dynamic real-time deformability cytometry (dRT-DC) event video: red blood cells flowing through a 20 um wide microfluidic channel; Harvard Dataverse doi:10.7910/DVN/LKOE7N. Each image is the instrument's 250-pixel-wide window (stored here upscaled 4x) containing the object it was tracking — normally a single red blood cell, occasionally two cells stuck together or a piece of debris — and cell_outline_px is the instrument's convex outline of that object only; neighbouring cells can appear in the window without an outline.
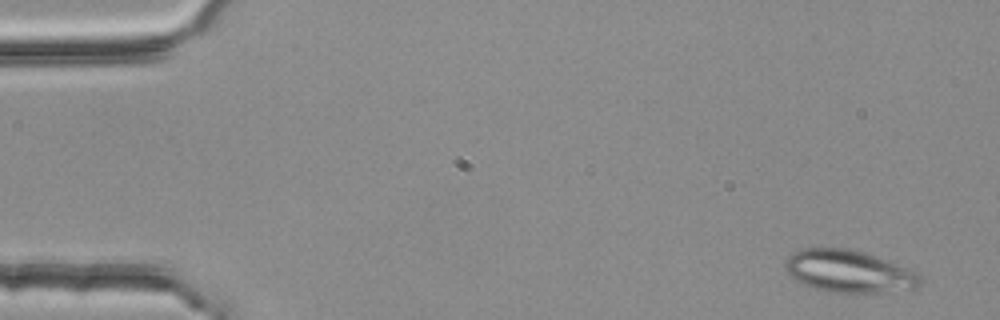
{"species": "common noctule bat (a hibernating species)", "species_latin": "Nyctalus noctula", "temperature_condition": "room temperature", "stored_images_in_passage": 6, "segment_of_instrument_passage": [1, 2], "camera_frame_rate_fps": 3000, "um_per_image_px": 0.085, "animal": {"sex": "female", "body_mass_g": 25.1}, "frame": {"image": 1, "passage_image": 1, "time_ms": 0.0, "image_size_px": [1000, 320], "cell_outline_px": [[920, 284], [916, 288], [880, 292], [832, 292], [816, 288], [804, 284], [796, 280], [788, 272], [784, 264], [784, 260], [792, 252], [804, 248], [844, 248], [864, 252], [920, 272]], "centroid_in_image_um": [72.15, 23.05], "position_along_channel_um": 12.8, "area_um2": 33.0}}